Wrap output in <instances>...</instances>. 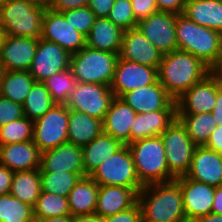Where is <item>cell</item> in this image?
<instances>
[{
  "instance_id": "5",
  "label": "cell",
  "mask_w": 222,
  "mask_h": 222,
  "mask_svg": "<svg viewBox=\"0 0 222 222\" xmlns=\"http://www.w3.org/2000/svg\"><path fill=\"white\" fill-rule=\"evenodd\" d=\"M46 8L32 0H7L0 7V25L6 35L39 39Z\"/></svg>"
},
{
  "instance_id": "42",
  "label": "cell",
  "mask_w": 222,
  "mask_h": 222,
  "mask_svg": "<svg viewBox=\"0 0 222 222\" xmlns=\"http://www.w3.org/2000/svg\"><path fill=\"white\" fill-rule=\"evenodd\" d=\"M25 117L23 106L0 95V127Z\"/></svg>"
},
{
  "instance_id": "47",
  "label": "cell",
  "mask_w": 222,
  "mask_h": 222,
  "mask_svg": "<svg viewBox=\"0 0 222 222\" xmlns=\"http://www.w3.org/2000/svg\"><path fill=\"white\" fill-rule=\"evenodd\" d=\"M115 0H90L88 7L96 17H107Z\"/></svg>"
},
{
  "instance_id": "57",
  "label": "cell",
  "mask_w": 222,
  "mask_h": 222,
  "mask_svg": "<svg viewBox=\"0 0 222 222\" xmlns=\"http://www.w3.org/2000/svg\"><path fill=\"white\" fill-rule=\"evenodd\" d=\"M4 37H5V32L3 30V27L0 25V45L2 44Z\"/></svg>"
},
{
  "instance_id": "8",
  "label": "cell",
  "mask_w": 222,
  "mask_h": 222,
  "mask_svg": "<svg viewBox=\"0 0 222 222\" xmlns=\"http://www.w3.org/2000/svg\"><path fill=\"white\" fill-rule=\"evenodd\" d=\"M160 137L164 144L169 171L175 177L186 175L197 145L177 118Z\"/></svg>"
},
{
  "instance_id": "20",
  "label": "cell",
  "mask_w": 222,
  "mask_h": 222,
  "mask_svg": "<svg viewBox=\"0 0 222 222\" xmlns=\"http://www.w3.org/2000/svg\"><path fill=\"white\" fill-rule=\"evenodd\" d=\"M121 59L158 68L163 54L136 28L124 31Z\"/></svg>"
},
{
  "instance_id": "53",
  "label": "cell",
  "mask_w": 222,
  "mask_h": 222,
  "mask_svg": "<svg viewBox=\"0 0 222 222\" xmlns=\"http://www.w3.org/2000/svg\"><path fill=\"white\" fill-rule=\"evenodd\" d=\"M74 222H104V218L98 214L79 215L74 217Z\"/></svg>"
},
{
  "instance_id": "3",
  "label": "cell",
  "mask_w": 222,
  "mask_h": 222,
  "mask_svg": "<svg viewBox=\"0 0 222 222\" xmlns=\"http://www.w3.org/2000/svg\"><path fill=\"white\" fill-rule=\"evenodd\" d=\"M137 176L143 185L169 182L175 176L169 171L164 144L160 136L128 144Z\"/></svg>"
},
{
  "instance_id": "6",
  "label": "cell",
  "mask_w": 222,
  "mask_h": 222,
  "mask_svg": "<svg viewBox=\"0 0 222 222\" xmlns=\"http://www.w3.org/2000/svg\"><path fill=\"white\" fill-rule=\"evenodd\" d=\"M119 54L85 46L71 55L70 68L77 82L110 86Z\"/></svg>"
},
{
  "instance_id": "52",
  "label": "cell",
  "mask_w": 222,
  "mask_h": 222,
  "mask_svg": "<svg viewBox=\"0 0 222 222\" xmlns=\"http://www.w3.org/2000/svg\"><path fill=\"white\" fill-rule=\"evenodd\" d=\"M212 213L222 214V185L215 187Z\"/></svg>"
},
{
  "instance_id": "50",
  "label": "cell",
  "mask_w": 222,
  "mask_h": 222,
  "mask_svg": "<svg viewBox=\"0 0 222 222\" xmlns=\"http://www.w3.org/2000/svg\"><path fill=\"white\" fill-rule=\"evenodd\" d=\"M205 147L222 154V126H217Z\"/></svg>"
},
{
  "instance_id": "35",
  "label": "cell",
  "mask_w": 222,
  "mask_h": 222,
  "mask_svg": "<svg viewBox=\"0 0 222 222\" xmlns=\"http://www.w3.org/2000/svg\"><path fill=\"white\" fill-rule=\"evenodd\" d=\"M56 103L42 82H35L23 103L24 116L36 120L48 112Z\"/></svg>"
},
{
  "instance_id": "38",
  "label": "cell",
  "mask_w": 222,
  "mask_h": 222,
  "mask_svg": "<svg viewBox=\"0 0 222 222\" xmlns=\"http://www.w3.org/2000/svg\"><path fill=\"white\" fill-rule=\"evenodd\" d=\"M42 191L68 197L70 191L82 178L78 173L72 172H40Z\"/></svg>"
},
{
  "instance_id": "48",
  "label": "cell",
  "mask_w": 222,
  "mask_h": 222,
  "mask_svg": "<svg viewBox=\"0 0 222 222\" xmlns=\"http://www.w3.org/2000/svg\"><path fill=\"white\" fill-rule=\"evenodd\" d=\"M14 171L0 164V195L10 193Z\"/></svg>"
},
{
  "instance_id": "36",
  "label": "cell",
  "mask_w": 222,
  "mask_h": 222,
  "mask_svg": "<svg viewBox=\"0 0 222 222\" xmlns=\"http://www.w3.org/2000/svg\"><path fill=\"white\" fill-rule=\"evenodd\" d=\"M0 222H35L33 207L10 193L0 195Z\"/></svg>"
},
{
  "instance_id": "30",
  "label": "cell",
  "mask_w": 222,
  "mask_h": 222,
  "mask_svg": "<svg viewBox=\"0 0 222 222\" xmlns=\"http://www.w3.org/2000/svg\"><path fill=\"white\" fill-rule=\"evenodd\" d=\"M99 185L90 177L81 178L68 195V205L73 217L95 214Z\"/></svg>"
},
{
  "instance_id": "2",
  "label": "cell",
  "mask_w": 222,
  "mask_h": 222,
  "mask_svg": "<svg viewBox=\"0 0 222 222\" xmlns=\"http://www.w3.org/2000/svg\"><path fill=\"white\" fill-rule=\"evenodd\" d=\"M143 222H179L185 212L180 184L176 180L144 185L137 196Z\"/></svg>"
},
{
  "instance_id": "37",
  "label": "cell",
  "mask_w": 222,
  "mask_h": 222,
  "mask_svg": "<svg viewBox=\"0 0 222 222\" xmlns=\"http://www.w3.org/2000/svg\"><path fill=\"white\" fill-rule=\"evenodd\" d=\"M56 104H66L77 80L71 68L50 76L42 82Z\"/></svg>"
},
{
  "instance_id": "24",
  "label": "cell",
  "mask_w": 222,
  "mask_h": 222,
  "mask_svg": "<svg viewBox=\"0 0 222 222\" xmlns=\"http://www.w3.org/2000/svg\"><path fill=\"white\" fill-rule=\"evenodd\" d=\"M177 118V110H156L137 114L130 128V143L160 136Z\"/></svg>"
},
{
  "instance_id": "33",
  "label": "cell",
  "mask_w": 222,
  "mask_h": 222,
  "mask_svg": "<svg viewBox=\"0 0 222 222\" xmlns=\"http://www.w3.org/2000/svg\"><path fill=\"white\" fill-rule=\"evenodd\" d=\"M177 119L184 126L191 140L197 146H205L211 134L217 128L211 113L177 114Z\"/></svg>"
},
{
  "instance_id": "16",
  "label": "cell",
  "mask_w": 222,
  "mask_h": 222,
  "mask_svg": "<svg viewBox=\"0 0 222 222\" xmlns=\"http://www.w3.org/2000/svg\"><path fill=\"white\" fill-rule=\"evenodd\" d=\"M216 93L217 78L208 74L175 100L177 114L211 113L215 105Z\"/></svg>"
},
{
  "instance_id": "9",
  "label": "cell",
  "mask_w": 222,
  "mask_h": 222,
  "mask_svg": "<svg viewBox=\"0 0 222 222\" xmlns=\"http://www.w3.org/2000/svg\"><path fill=\"white\" fill-rule=\"evenodd\" d=\"M69 108L54 105L43 116L33 121V143L41 152L68 142Z\"/></svg>"
},
{
  "instance_id": "43",
  "label": "cell",
  "mask_w": 222,
  "mask_h": 222,
  "mask_svg": "<svg viewBox=\"0 0 222 222\" xmlns=\"http://www.w3.org/2000/svg\"><path fill=\"white\" fill-rule=\"evenodd\" d=\"M104 222H143L138 202L131 208L104 218Z\"/></svg>"
},
{
  "instance_id": "11",
  "label": "cell",
  "mask_w": 222,
  "mask_h": 222,
  "mask_svg": "<svg viewBox=\"0 0 222 222\" xmlns=\"http://www.w3.org/2000/svg\"><path fill=\"white\" fill-rule=\"evenodd\" d=\"M40 38L57 43L71 55L86 46V36L77 31L62 13L49 7L43 16Z\"/></svg>"
},
{
  "instance_id": "28",
  "label": "cell",
  "mask_w": 222,
  "mask_h": 222,
  "mask_svg": "<svg viewBox=\"0 0 222 222\" xmlns=\"http://www.w3.org/2000/svg\"><path fill=\"white\" fill-rule=\"evenodd\" d=\"M68 142L83 147L103 132V121L69 109Z\"/></svg>"
},
{
  "instance_id": "14",
  "label": "cell",
  "mask_w": 222,
  "mask_h": 222,
  "mask_svg": "<svg viewBox=\"0 0 222 222\" xmlns=\"http://www.w3.org/2000/svg\"><path fill=\"white\" fill-rule=\"evenodd\" d=\"M157 81L158 68L130 62L119 57L110 88L115 97L121 98L129 91Z\"/></svg>"
},
{
  "instance_id": "58",
  "label": "cell",
  "mask_w": 222,
  "mask_h": 222,
  "mask_svg": "<svg viewBox=\"0 0 222 222\" xmlns=\"http://www.w3.org/2000/svg\"><path fill=\"white\" fill-rule=\"evenodd\" d=\"M3 67L1 66V64H0V81H1V78H2V74H3Z\"/></svg>"
},
{
  "instance_id": "54",
  "label": "cell",
  "mask_w": 222,
  "mask_h": 222,
  "mask_svg": "<svg viewBox=\"0 0 222 222\" xmlns=\"http://www.w3.org/2000/svg\"><path fill=\"white\" fill-rule=\"evenodd\" d=\"M194 222H222V214L209 213L194 220Z\"/></svg>"
},
{
  "instance_id": "46",
  "label": "cell",
  "mask_w": 222,
  "mask_h": 222,
  "mask_svg": "<svg viewBox=\"0 0 222 222\" xmlns=\"http://www.w3.org/2000/svg\"><path fill=\"white\" fill-rule=\"evenodd\" d=\"M159 12L183 14L186 0H155Z\"/></svg>"
},
{
  "instance_id": "19",
  "label": "cell",
  "mask_w": 222,
  "mask_h": 222,
  "mask_svg": "<svg viewBox=\"0 0 222 222\" xmlns=\"http://www.w3.org/2000/svg\"><path fill=\"white\" fill-rule=\"evenodd\" d=\"M121 98L137 114L156 110H176L175 100L168 94L159 81L129 91Z\"/></svg>"
},
{
  "instance_id": "12",
  "label": "cell",
  "mask_w": 222,
  "mask_h": 222,
  "mask_svg": "<svg viewBox=\"0 0 222 222\" xmlns=\"http://www.w3.org/2000/svg\"><path fill=\"white\" fill-rule=\"evenodd\" d=\"M137 28L163 55L178 50L176 14L157 12L138 21Z\"/></svg>"
},
{
  "instance_id": "56",
  "label": "cell",
  "mask_w": 222,
  "mask_h": 222,
  "mask_svg": "<svg viewBox=\"0 0 222 222\" xmlns=\"http://www.w3.org/2000/svg\"><path fill=\"white\" fill-rule=\"evenodd\" d=\"M32 1L44 5L46 7H49V5L53 2V0H32Z\"/></svg>"
},
{
  "instance_id": "22",
  "label": "cell",
  "mask_w": 222,
  "mask_h": 222,
  "mask_svg": "<svg viewBox=\"0 0 222 222\" xmlns=\"http://www.w3.org/2000/svg\"><path fill=\"white\" fill-rule=\"evenodd\" d=\"M0 164L14 172L40 169L41 151L32 140L0 145Z\"/></svg>"
},
{
  "instance_id": "49",
  "label": "cell",
  "mask_w": 222,
  "mask_h": 222,
  "mask_svg": "<svg viewBox=\"0 0 222 222\" xmlns=\"http://www.w3.org/2000/svg\"><path fill=\"white\" fill-rule=\"evenodd\" d=\"M211 114L217 126H222V82L217 78V93L215 105Z\"/></svg>"
},
{
  "instance_id": "44",
  "label": "cell",
  "mask_w": 222,
  "mask_h": 222,
  "mask_svg": "<svg viewBox=\"0 0 222 222\" xmlns=\"http://www.w3.org/2000/svg\"><path fill=\"white\" fill-rule=\"evenodd\" d=\"M131 4L137 21L159 12L155 0H131Z\"/></svg>"
},
{
  "instance_id": "41",
  "label": "cell",
  "mask_w": 222,
  "mask_h": 222,
  "mask_svg": "<svg viewBox=\"0 0 222 222\" xmlns=\"http://www.w3.org/2000/svg\"><path fill=\"white\" fill-rule=\"evenodd\" d=\"M66 20L80 33L87 36L95 22L96 16L88 6L68 10L62 13Z\"/></svg>"
},
{
  "instance_id": "60",
  "label": "cell",
  "mask_w": 222,
  "mask_h": 222,
  "mask_svg": "<svg viewBox=\"0 0 222 222\" xmlns=\"http://www.w3.org/2000/svg\"><path fill=\"white\" fill-rule=\"evenodd\" d=\"M7 0H0V7L6 2Z\"/></svg>"
},
{
  "instance_id": "4",
  "label": "cell",
  "mask_w": 222,
  "mask_h": 222,
  "mask_svg": "<svg viewBox=\"0 0 222 222\" xmlns=\"http://www.w3.org/2000/svg\"><path fill=\"white\" fill-rule=\"evenodd\" d=\"M176 39L178 50L191 53L211 67L218 58L222 34L179 14L176 15Z\"/></svg>"
},
{
  "instance_id": "40",
  "label": "cell",
  "mask_w": 222,
  "mask_h": 222,
  "mask_svg": "<svg viewBox=\"0 0 222 222\" xmlns=\"http://www.w3.org/2000/svg\"><path fill=\"white\" fill-rule=\"evenodd\" d=\"M107 18L123 31L136 28L138 23L133 14L131 0H115Z\"/></svg>"
},
{
  "instance_id": "23",
  "label": "cell",
  "mask_w": 222,
  "mask_h": 222,
  "mask_svg": "<svg viewBox=\"0 0 222 222\" xmlns=\"http://www.w3.org/2000/svg\"><path fill=\"white\" fill-rule=\"evenodd\" d=\"M137 113L122 98L115 97L103 120V132L118 139L124 145L130 144V128Z\"/></svg>"
},
{
  "instance_id": "1",
  "label": "cell",
  "mask_w": 222,
  "mask_h": 222,
  "mask_svg": "<svg viewBox=\"0 0 222 222\" xmlns=\"http://www.w3.org/2000/svg\"><path fill=\"white\" fill-rule=\"evenodd\" d=\"M208 74V65L200 58L182 50L163 55L158 67V81L174 100Z\"/></svg>"
},
{
  "instance_id": "29",
  "label": "cell",
  "mask_w": 222,
  "mask_h": 222,
  "mask_svg": "<svg viewBox=\"0 0 222 222\" xmlns=\"http://www.w3.org/2000/svg\"><path fill=\"white\" fill-rule=\"evenodd\" d=\"M183 15L222 34V0H186Z\"/></svg>"
},
{
  "instance_id": "15",
  "label": "cell",
  "mask_w": 222,
  "mask_h": 222,
  "mask_svg": "<svg viewBox=\"0 0 222 222\" xmlns=\"http://www.w3.org/2000/svg\"><path fill=\"white\" fill-rule=\"evenodd\" d=\"M180 184L186 219L194 221L212 212L215 187L195 181L185 175L176 177Z\"/></svg>"
},
{
  "instance_id": "51",
  "label": "cell",
  "mask_w": 222,
  "mask_h": 222,
  "mask_svg": "<svg viewBox=\"0 0 222 222\" xmlns=\"http://www.w3.org/2000/svg\"><path fill=\"white\" fill-rule=\"evenodd\" d=\"M210 74L222 82V40L218 58L210 67Z\"/></svg>"
},
{
  "instance_id": "7",
  "label": "cell",
  "mask_w": 222,
  "mask_h": 222,
  "mask_svg": "<svg viewBox=\"0 0 222 222\" xmlns=\"http://www.w3.org/2000/svg\"><path fill=\"white\" fill-rule=\"evenodd\" d=\"M102 186H120L134 189L137 193L144 187L140 182L128 145H124L107 157L90 175Z\"/></svg>"
},
{
  "instance_id": "13",
  "label": "cell",
  "mask_w": 222,
  "mask_h": 222,
  "mask_svg": "<svg viewBox=\"0 0 222 222\" xmlns=\"http://www.w3.org/2000/svg\"><path fill=\"white\" fill-rule=\"evenodd\" d=\"M71 54L57 43L38 39L33 63L29 70L36 82H43L50 76L70 68Z\"/></svg>"
},
{
  "instance_id": "26",
  "label": "cell",
  "mask_w": 222,
  "mask_h": 222,
  "mask_svg": "<svg viewBox=\"0 0 222 222\" xmlns=\"http://www.w3.org/2000/svg\"><path fill=\"white\" fill-rule=\"evenodd\" d=\"M124 31L107 17H96L86 36V46L96 50L120 53Z\"/></svg>"
},
{
  "instance_id": "27",
  "label": "cell",
  "mask_w": 222,
  "mask_h": 222,
  "mask_svg": "<svg viewBox=\"0 0 222 222\" xmlns=\"http://www.w3.org/2000/svg\"><path fill=\"white\" fill-rule=\"evenodd\" d=\"M123 146L121 141L105 132L83 146L82 159L85 175L90 176L107 157L112 156Z\"/></svg>"
},
{
  "instance_id": "32",
  "label": "cell",
  "mask_w": 222,
  "mask_h": 222,
  "mask_svg": "<svg viewBox=\"0 0 222 222\" xmlns=\"http://www.w3.org/2000/svg\"><path fill=\"white\" fill-rule=\"evenodd\" d=\"M42 192L40 169L15 171L10 194L18 200L34 207Z\"/></svg>"
},
{
  "instance_id": "31",
  "label": "cell",
  "mask_w": 222,
  "mask_h": 222,
  "mask_svg": "<svg viewBox=\"0 0 222 222\" xmlns=\"http://www.w3.org/2000/svg\"><path fill=\"white\" fill-rule=\"evenodd\" d=\"M35 82L29 71L4 70L0 81V95L23 105Z\"/></svg>"
},
{
  "instance_id": "39",
  "label": "cell",
  "mask_w": 222,
  "mask_h": 222,
  "mask_svg": "<svg viewBox=\"0 0 222 222\" xmlns=\"http://www.w3.org/2000/svg\"><path fill=\"white\" fill-rule=\"evenodd\" d=\"M33 140V120L19 118L0 127V145Z\"/></svg>"
},
{
  "instance_id": "34",
  "label": "cell",
  "mask_w": 222,
  "mask_h": 222,
  "mask_svg": "<svg viewBox=\"0 0 222 222\" xmlns=\"http://www.w3.org/2000/svg\"><path fill=\"white\" fill-rule=\"evenodd\" d=\"M71 215L68 205V197L42 191L33 207L35 222L43 219Z\"/></svg>"
},
{
  "instance_id": "59",
  "label": "cell",
  "mask_w": 222,
  "mask_h": 222,
  "mask_svg": "<svg viewBox=\"0 0 222 222\" xmlns=\"http://www.w3.org/2000/svg\"><path fill=\"white\" fill-rule=\"evenodd\" d=\"M179 222H194V221H192V220H189V219H184V220H182V221H179Z\"/></svg>"
},
{
  "instance_id": "17",
  "label": "cell",
  "mask_w": 222,
  "mask_h": 222,
  "mask_svg": "<svg viewBox=\"0 0 222 222\" xmlns=\"http://www.w3.org/2000/svg\"><path fill=\"white\" fill-rule=\"evenodd\" d=\"M38 39L5 34L0 45V64L3 70L29 71L35 57Z\"/></svg>"
},
{
  "instance_id": "21",
  "label": "cell",
  "mask_w": 222,
  "mask_h": 222,
  "mask_svg": "<svg viewBox=\"0 0 222 222\" xmlns=\"http://www.w3.org/2000/svg\"><path fill=\"white\" fill-rule=\"evenodd\" d=\"M185 176L213 187L221 186L222 154L205 146H197Z\"/></svg>"
},
{
  "instance_id": "10",
  "label": "cell",
  "mask_w": 222,
  "mask_h": 222,
  "mask_svg": "<svg viewBox=\"0 0 222 222\" xmlns=\"http://www.w3.org/2000/svg\"><path fill=\"white\" fill-rule=\"evenodd\" d=\"M114 98L110 86L77 82L65 105L103 121Z\"/></svg>"
},
{
  "instance_id": "25",
  "label": "cell",
  "mask_w": 222,
  "mask_h": 222,
  "mask_svg": "<svg viewBox=\"0 0 222 222\" xmlns=\"http://www.w3.org/2000/svg\"><path fill=\"white\" fill-rule=\"evenodd\" d=\"M138 193L127 187L99 185L95 214L103 218L131 208Z\"/></svg>"
},
{
  "instance_id": "55",
  "label": "cell",
  "mask_w": 222,
  "mask_h": 222,
  "mask_svg": "<svg viewBox=\"0 0 222 222\" xmlns=\"http://www.w3.org/2000/svg\"><path fill=\"white\" fill-rule=\"evenodd\" d=\"M40 222H74L72 215L55 216L41 220Z\"/></svg>"
},
{
  "instance_id": "45",
  "label": "cell",
  "mask_w": 222,
  "mask_h": 222,
  "mask_svg": "<svg viewBox=\"0 0 222 222\" xmlns=\"http://www.w3.org/2000/svg\"><path fill=\"white\" fill-rule=\"evenodd\" d=\"M90 0H53L49 5L53 11L63 13L68 10L88 6Z\"/></svg>"
},
{
  "instance_id": "18",
  "label": "cell",
  "mask_w": 222,
  "mask_h": 222,
  "mask_svg": "<svg viewBox=\"0 0 222 222\" xmlns=\"http://www.w3.org/2000/svg\"><path fill=\"white\" fill-rule=\"evenodd\" d=\"M63 171L78 173L82 178L86 177L82 147L67 142L41 152L40 172L57 173Z\"/></svg>"
}]
</instances>
